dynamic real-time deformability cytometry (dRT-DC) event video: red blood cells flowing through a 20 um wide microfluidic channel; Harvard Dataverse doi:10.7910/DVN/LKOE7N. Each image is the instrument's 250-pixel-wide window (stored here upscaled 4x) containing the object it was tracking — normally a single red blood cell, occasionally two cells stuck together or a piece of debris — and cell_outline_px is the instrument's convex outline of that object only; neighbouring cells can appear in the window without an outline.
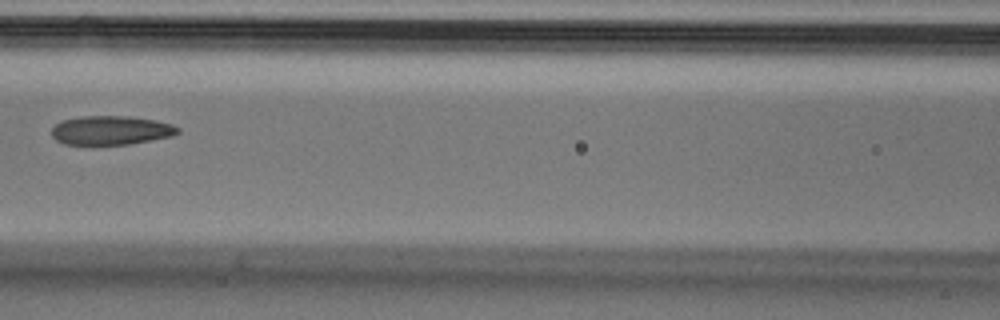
{"species": "Egyptian fruit bat (a non-hibernating species)", "species_latin": "Rousettus aegyptiacus", "temperature_condition": "cold", "stored_images_in_passage": 7, "camera_frame_rate_fps": 3000, "um_per_image_px": 0.085, "animal": {"sex": "male"}, "frame": {"image": 1, "passage_image": 7, "time_ms": 2.0, "image_size_px": [1000, 320], "cell_outline_px": [[180, 132], [172, 136], [152, 140], [128, 144], [88, 148], [64, 144], [56, 140], [52, 136], [52, 128], [60, 120], [80, 116], [128, 116], [156, 120], [172, 124], [180, 128]], "centroid_in_image_um": [9.37, 11.12], "position_along_channel_um": 157.2, "area_um2": 22.31}}